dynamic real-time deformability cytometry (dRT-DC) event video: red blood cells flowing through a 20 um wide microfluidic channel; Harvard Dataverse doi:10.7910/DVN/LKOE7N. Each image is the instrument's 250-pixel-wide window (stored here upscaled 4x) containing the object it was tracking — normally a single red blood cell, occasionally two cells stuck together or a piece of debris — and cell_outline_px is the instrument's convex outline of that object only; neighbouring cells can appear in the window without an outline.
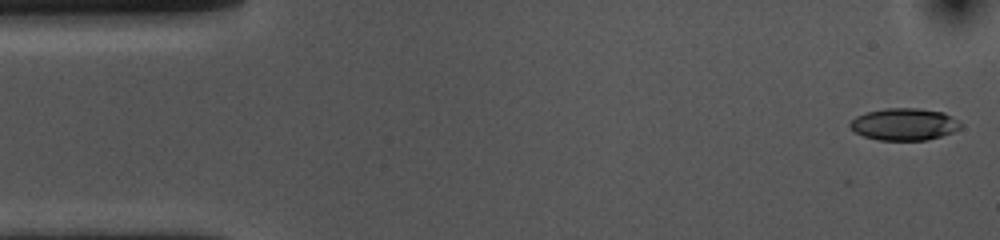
{"species": "common noctule bat (a hibernating species)", "species_latin": "Nyctalus noctula", "temperature_condition": "cold", "stored_images_in_passage": 2, "camera_frame_rate_fps": 3000, "um_per_image_px": 0.085, "animal": {"sex": "female", "body_mass_g": 10.0, "forearm_length_mm": 53.1}, "frame": {"image": 1, "passage_image": 2, "time_ms": 0.333, "image_size_px": [1000, 240], "cell_outline_px": [[960, 128], [952, 132], [928, 140], [880, 140], [864, 136], [856, 132], [848, 124], [856, 116], [868, 112], [884, 108], [916, 108], [944, 112], [952, 116], [960, 124]], "centroid_in_image_um": [76.85, 10.56], "position_along_channel_um": 8.1, "area_um2": 20.46}}